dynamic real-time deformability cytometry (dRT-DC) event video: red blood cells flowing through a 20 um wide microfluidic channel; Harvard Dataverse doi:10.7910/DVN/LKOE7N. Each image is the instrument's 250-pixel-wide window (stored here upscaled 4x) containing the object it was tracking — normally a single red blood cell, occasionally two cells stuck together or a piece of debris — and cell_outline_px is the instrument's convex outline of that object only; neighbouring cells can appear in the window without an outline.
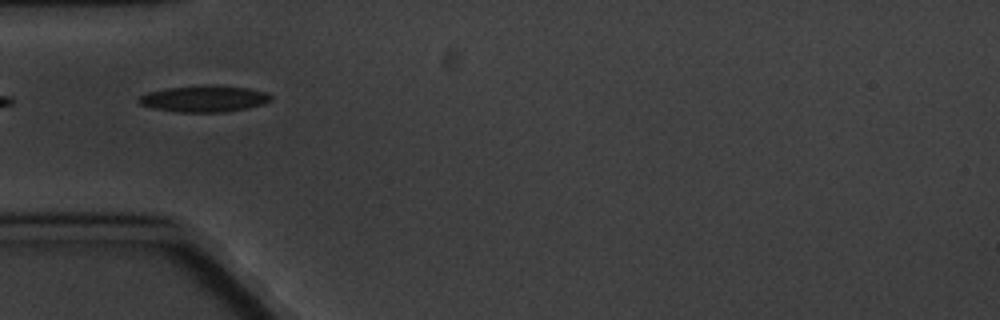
{"species": "common noctule bat (a hibernating species)", "species_latin": "Nyctalus noctula", "temperature_condition": "cold", "stored_images_in_passage": 1, "camera_frame_rate_fps": 3000, "um_per_image_px": 0.085, "animal": {"sex": "male", "body_mass_g": 20.1, "forearm_length_mm": 53.5}, "frame": {"image": 1, "passage_image": 1, "time_ms": 0.0, "image_size_px": [1000, 320], "cell_outline_px": [[272, 100], [248, 108], [224, 112], [176, 112], [152, 108], [140, 104], [136, 100], [140, 96], [148, 92], [168, 88], [208, 84], [248, 88], [268, 92], [272, 96]], "centroid_in_image_um": [17.35, 8.39], "position_along_channel_um": 67.6, "area_um2": 20.46}}